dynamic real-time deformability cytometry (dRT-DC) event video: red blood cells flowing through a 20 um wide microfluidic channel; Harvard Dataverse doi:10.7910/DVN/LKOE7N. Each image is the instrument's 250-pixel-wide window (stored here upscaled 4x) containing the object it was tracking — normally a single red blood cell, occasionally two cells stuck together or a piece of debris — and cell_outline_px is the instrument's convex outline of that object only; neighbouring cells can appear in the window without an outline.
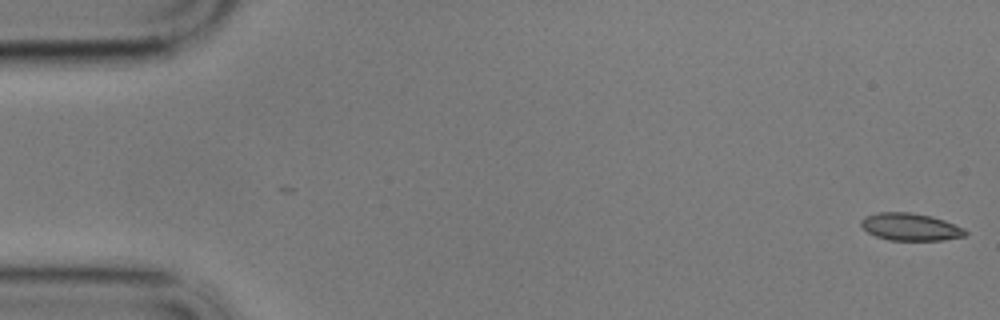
{"species": "common noctule bat (a hibernating species)", "species_latin": "Nyctalus noctula", "temperature_condition": "cold", "stored_images_in_passage": 59, "camera_frame_rate_fps": 3000, "um_per_image_px": 0.085, "animal": {"sex": "male", "body_mass_g": 17.9}, "frame": {"image": 1, "passage_image": 1, "time_ms": 0.0, "image_size_px": [1000, 320], "cell_outline_px": [[968, 232], [964, 236], [944, 240], [888, 240], [876, 236], [868, 232], [860, 224], [860, 220], [864, 216], [880, 212], [908, 212], [932, 216], [944, 220], [964, 228]], "centroid_in_image_um": [77.38, 19.28], "position_along_channel_um": 7.6, "area_um2": 16.65}}
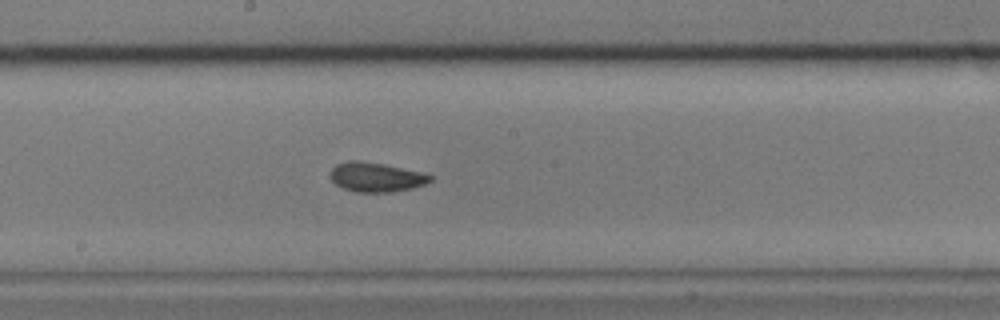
{"frame": {"image": 2, "passage_image": 31, "time_ms": 10.0, "image_size_px": [1000, 320], "cell_outline_px": [[432, 180], [424, 184], [412, 188], [392, 192], [356, 192], [340, 188], [328, 176], [332, 168], [336, 164], [348, 160], [360, 160], [384, 164], [420, 172], [432, 176]], "centroid_in_image_um": [31.9, 15.05], "position_along_channel_um": 216.3, "area_um2": 17.22}}
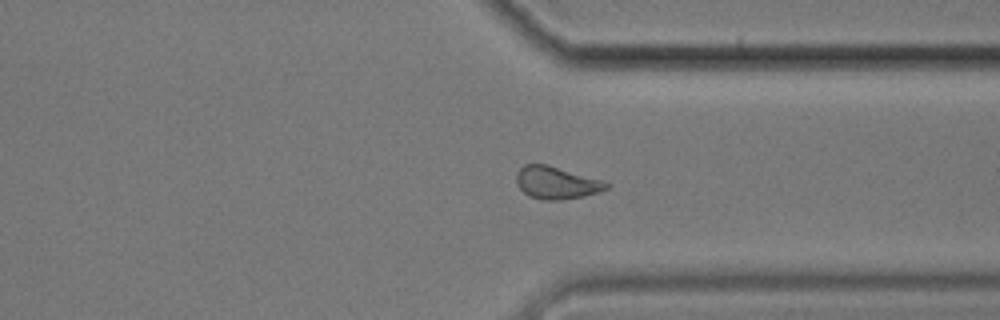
{"frame": {"image": 3, "passage_image": 44, "time_ms": 14.333, "image_size_px": [1000, 320], "cell_outline_px": [[612, 184], [608, 188], [584, 196], [560, 200], [540, 200], [528, 196], [516, 184], [516, 172], [524, 164], [548, 164], [604, 180]], "centroid_in_image_um": [47.29, 15.52], "position_along_channel_um": 364.1, "area_um2": 17.28}, "authors_computed_cell_mechanics": {"area_um2": 17.1088, "velocity_mm_per_s": 3.4171, "shape_relaxation_time_tau1_ms": 5.1828, "shape_relaxation_time_tau2_ms": 2.7998, "deformation_change_tau1": 0.0853, "deformation_change_tau2": 0.0591}}